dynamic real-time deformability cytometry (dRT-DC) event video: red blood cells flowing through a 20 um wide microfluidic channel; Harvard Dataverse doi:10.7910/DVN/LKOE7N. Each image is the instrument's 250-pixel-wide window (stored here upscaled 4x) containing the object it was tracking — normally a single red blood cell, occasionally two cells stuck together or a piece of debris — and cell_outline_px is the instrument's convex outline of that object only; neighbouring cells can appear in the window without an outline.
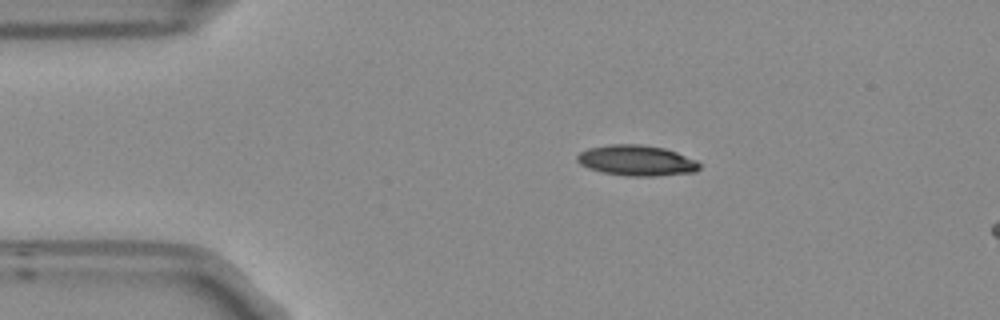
{"species": "Egyptian fruit bat (a non-hibernating species)", "species_latin": "Rousettus aegyptiacus", "temperature_condition": "room temperature", "stored_images_in_passage": 7, "camera_frame_rate_fps": 3000, "um_per_image_px": 0.085, "frame": {"image": 1, "passage_image": 1, "time_ms": 0.0, "image_size_px": [1000, 320], "cell_outline_px": [[700, 168], [696, 172], [656, 176], [628, 176], [604, 172], [588, 168], [580, 164], [576, 160], [576, 156], [580, 152], [588, 148], [608, 144], [640, 144], [664, 148], [676, 152], [696, 160], [700, 164]], "centroid_in_image_um": [54.1, 13.64], "position_along_channel_um": 30.9, "area_um2": 21.85}}